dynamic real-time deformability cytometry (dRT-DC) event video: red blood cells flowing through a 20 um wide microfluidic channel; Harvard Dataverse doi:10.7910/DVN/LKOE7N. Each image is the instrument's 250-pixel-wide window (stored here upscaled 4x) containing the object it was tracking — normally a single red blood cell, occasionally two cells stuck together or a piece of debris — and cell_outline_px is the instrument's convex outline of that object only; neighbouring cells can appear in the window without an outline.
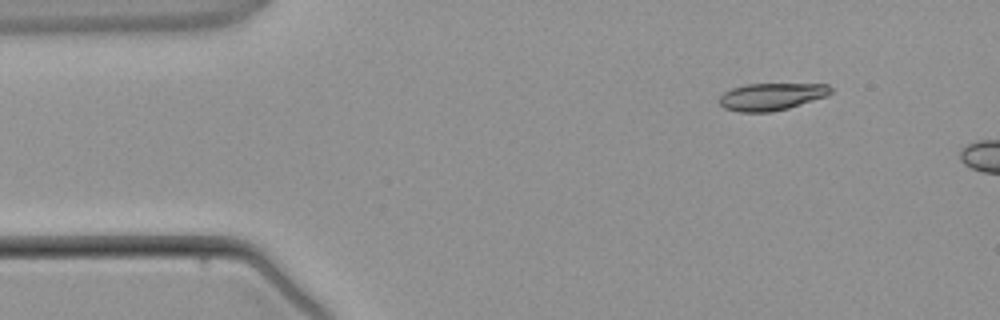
{"species": "common noctule bat (a hibernating species)", "species_latin": "Nyctalus noctula", "temperature_condition": "warm", "stored_images_in_passage": 2, "camera_frame_rate_fps": 3000, "um_per_image_px": 0.085, "animal": {"sex": "male", "body_mass_g": 21.5, "forearm_length_mm": 52.0}, "frame": {"image": 1, "passage_image": 1, "time_ms": 0.0, "image_size_px": [1000, 320], "cell_outline_px": [[832, 92], [828, 96], [788, 108], [772, 112], [740, 112], [724, 108], [716, 100], [724, 92], [732, 88], [744, 84], [828, 84], [832, 88]], "centroid_in_image_um": [65.56, 8.21], "position_along_channel_um": 19.4, "area_um2": 17.86}}